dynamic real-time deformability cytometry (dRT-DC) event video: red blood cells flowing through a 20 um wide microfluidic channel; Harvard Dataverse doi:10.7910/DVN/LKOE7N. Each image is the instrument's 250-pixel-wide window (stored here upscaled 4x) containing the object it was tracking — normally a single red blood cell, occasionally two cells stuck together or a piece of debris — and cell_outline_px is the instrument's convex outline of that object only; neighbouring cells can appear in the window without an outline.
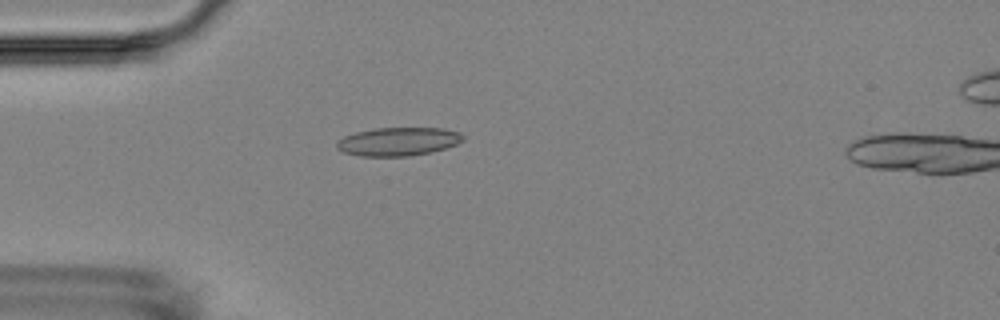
{"species": "Egyptian fruit bat (a non-hibernating species)", "species_latin": "Rousettus aegyptiacus", "temperature_condition": "room temperature", "stored_images_in_passage": 5, "camera_frame_rate_fps": 3000, "um_per_image_px": 0.085, "animal": {"sex": "female"}, "frame": {"image": 1, "passage_image": 4, "time_ms": 4.333, "image_size_px": [1000, 320], "cell_outline_px": [[464, 140], [456, 144], [432, 152], [408, 156], [360, 156], [344, 152], [336, 148], [336, 140], [344, 136], [356, 132], [376, 128], [444, 128], [460, 132], [464, 136]], "centroid_in_image_um": [33.84, 12.03], "position_along_channel_um": 51.2, "area_um2": 20.98}}